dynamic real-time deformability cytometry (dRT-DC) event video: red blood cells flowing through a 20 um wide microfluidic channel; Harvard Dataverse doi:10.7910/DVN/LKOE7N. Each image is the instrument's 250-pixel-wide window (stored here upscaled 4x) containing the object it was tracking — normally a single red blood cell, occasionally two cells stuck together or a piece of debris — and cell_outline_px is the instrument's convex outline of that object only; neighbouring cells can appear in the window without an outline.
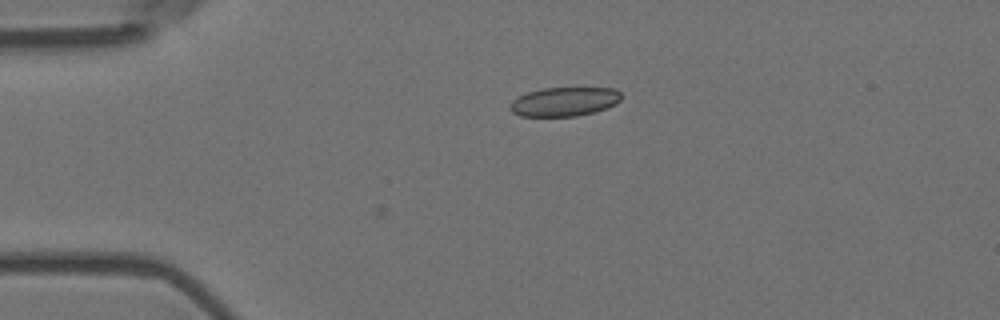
{"species": "Egyptian fruit bat (a non-hibernating species)", "species_latin": "Rousettus aegyptiacus", "temperature_condition": "room temperature", "stored_images_in_passage": 3, "camera_frame_rate_fps": 3000, "um_per_image_px": 0.085, "animal": {"sex": "female"}, "frame": {"image": 1, "passage_image": 3, "time_ms": 0.667, "image_size_px": [1000, 320], "cell_outline_px": [[620, 100], [616, 104], [592, 112], [576, 116], [520, 116], [512, 112], [508, 108], [512, 100], [528, 92], [544, 88], [616, 88], [620, 92]], "centroid_in_image_um": [47.94, 8.64], "position_along_channel_um": 37.1, "area_um2": 18.67}}